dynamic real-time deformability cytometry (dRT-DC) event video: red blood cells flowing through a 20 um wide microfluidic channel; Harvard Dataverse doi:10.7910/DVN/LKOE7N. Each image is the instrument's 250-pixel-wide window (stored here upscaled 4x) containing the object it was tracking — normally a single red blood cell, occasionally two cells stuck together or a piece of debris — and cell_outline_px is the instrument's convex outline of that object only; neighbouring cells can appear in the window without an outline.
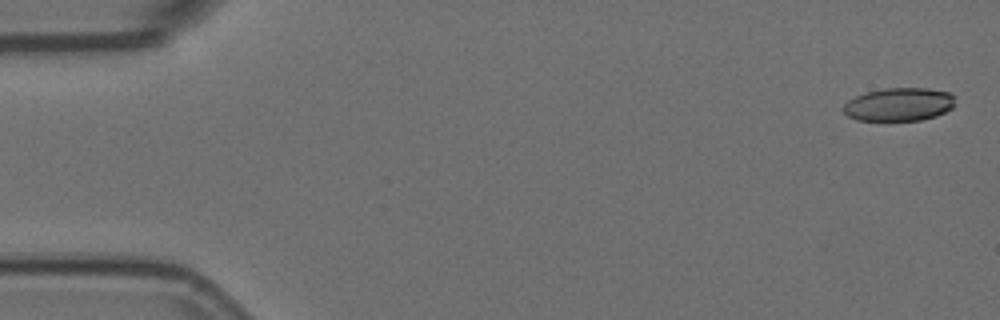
{"species": "Egyptian fruit bat (a non-hibernating species)", "species_latin": "Rousettus aegyptiacus", "temperature_condition": "room temperature", "stored_images_in_passage": 4, "camera_frame_rate_fps": 3000, "um_per_image_px": 0.085, "animal": {"sex": "female"}, "frame": {"image": 1, "passage_image": 1, "time_ms": 0.0, "image_size_px": [1000, 320], "cell_outline_px": [[956, 104], [952, 108], [936, 116], [920, 120], [856, 120], [848, 116], [844, 112], [844, 104], [848, 100], [856, 96], [868, 92], [884, 88], [928, 88], [952, 92], [956, 96]], "centroid_in_image_um": [76.48, 8.86], "position_along_channel_um": 8.5, "area_um2": 21.79}}
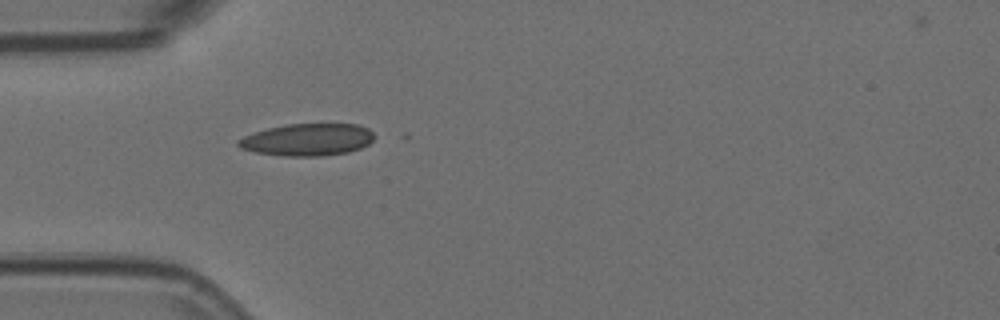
{"frame": {"image": 2, "passage_image": 4, "time_ms": 1.0, "image_size_px": [1000, 320], "cell_outline_px": [[376, 136], [368, 144], [360, 148], [348, 152], [320, 156], [284, 156], [256, 152], [240, 148], [236, 144], [236, 140], [244, 136], [268, 128], [288, 124], [356, 124], [368, 128]], "centroid_in_image_um": [26.13, 11.87], "position_along_channel_um": 58.9, "area_um2": 25.43}}